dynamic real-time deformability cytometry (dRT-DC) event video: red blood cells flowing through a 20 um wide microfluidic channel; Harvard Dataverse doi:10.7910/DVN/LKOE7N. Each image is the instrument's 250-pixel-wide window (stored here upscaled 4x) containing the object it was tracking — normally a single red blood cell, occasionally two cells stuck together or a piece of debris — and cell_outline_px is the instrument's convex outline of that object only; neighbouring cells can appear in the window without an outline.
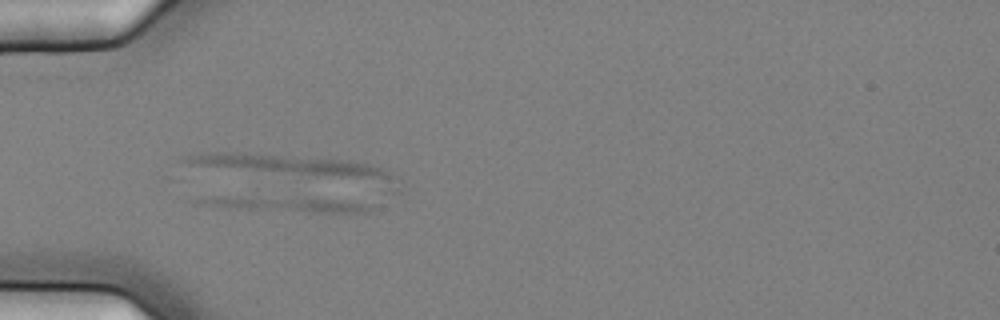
{"species": "common noctule bat (a hibernating species)", "species_latin": "Nyctalus noctula", "temperature_condition": "cold", "stored_images_in_passage": 15, "segment_of_instrument_passage": [1, 2], "camera_frame_rate_fps": 3000, "um_per_image_px": 0.085, "animal": {"sex": "female", "body_mass_g": 25.1}, "frame": {"image": 1, "passage_image": 3, "time_ms": 0.667, "image_size_px": [1000, 320], "cell_outline_px": [[376, 208], [368, 212], [312, 212], [236, 208], [192, 204], [188, 200], [200, 196], [240, 196], [376, 200]], "centroid_in_image_um": [24.46, 17.32], "position_along_channel_um": 60.5, "area_um2": 16.18}}